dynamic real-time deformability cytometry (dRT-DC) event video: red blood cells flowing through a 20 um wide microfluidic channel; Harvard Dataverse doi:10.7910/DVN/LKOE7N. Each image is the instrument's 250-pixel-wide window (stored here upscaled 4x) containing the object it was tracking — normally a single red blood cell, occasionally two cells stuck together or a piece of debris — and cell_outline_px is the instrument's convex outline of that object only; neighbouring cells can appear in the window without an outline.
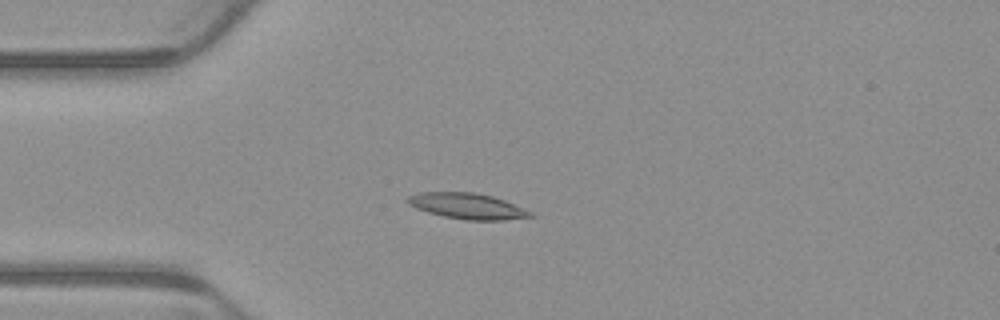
{"species": "common noctule bat (a hibernating species)", "species_latin": "Nyctalus noctula", "temperature_condition": "warm", "stored_images_in_passage": 3, "camera_frame_rate_fps": 3000, "um_per_image_px": 0.085, "animal": {"sex": "male", "body_mass_g": 23.1, "forearm_length_mm": 52.7}, "frame": {"image": 1, "passage_image": 3, "time_ms": 0.667, "image_size_px": [1000, 320], "cell_outline_px": [[536, 216], [504, 220], [464, 220], [444, 216], [428, 212], [416, 208], [408, 204], [404, 200], [408, 196], [420, 192], [472, 192], [492, 196], [504, 200], [532, 212]], "centroid_in_image_um": [39.7, 17.51], "position_along_channel_um": 45.3, "area_um2": 18.44}}